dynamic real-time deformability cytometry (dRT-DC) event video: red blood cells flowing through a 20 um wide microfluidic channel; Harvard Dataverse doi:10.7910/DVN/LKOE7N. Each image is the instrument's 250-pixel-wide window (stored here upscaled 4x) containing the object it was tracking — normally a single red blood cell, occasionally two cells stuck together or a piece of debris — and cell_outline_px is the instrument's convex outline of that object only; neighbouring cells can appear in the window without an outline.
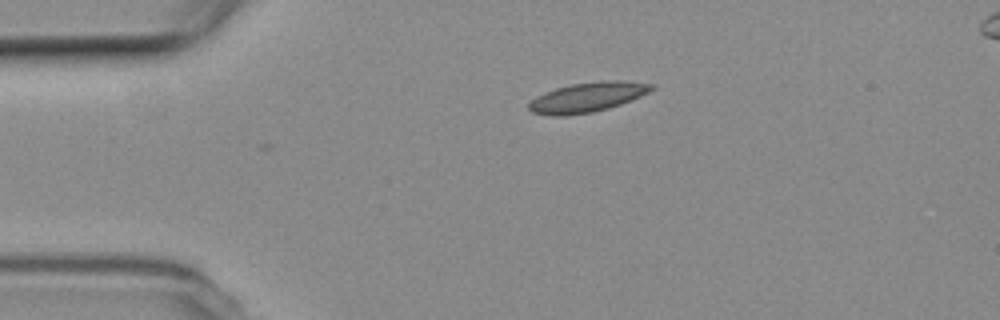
{"species": "common noctule bat (a hibernating species)", "species_latin": "Nyctalus noctula", "temperature_condition": "room temperature", "stored_images_in_passage": 12, "camera_frame_rate_fps": 3000, "um_per_image_px": 0.085, "animal": {"sex": "female", "body_mass_g": 19.3, "forearm_length_mm": 54.1}, "frame": {"image": 1, "passage_image": 1, "time_ms": 0.0, "image_size_px": [1000, 320], "cell_outline_px": [[656, 88], [640, 96], [620, 104], [608, 108], [592, 112], [564, 116], [552, 116], [532, 112], [528, 108], [528, 104], [536, 96], [556, 88], [572, 84], [604, 80], [624, 80], [656, 84]], "centroid_in_image_um": [49.96, 8.25], "position_along_channel_um": 35.0, "area_um2": 21.27}}
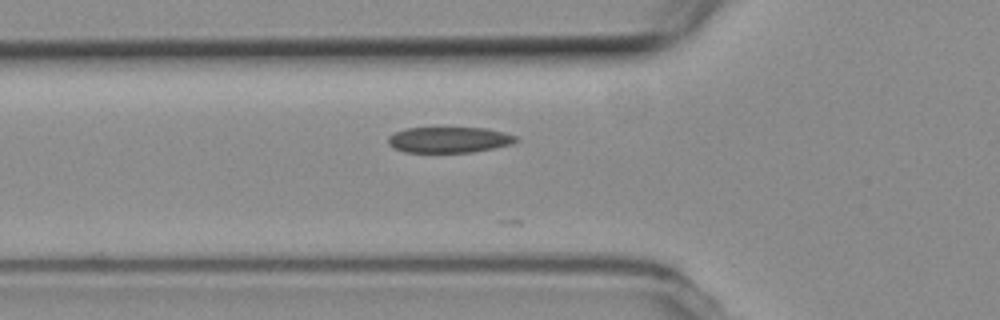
{"frame": {"image": 2, "passage_image": 8, "time_ms": 2.333, "image_size_px": [1000, 320], "cell_outline_px": [[516, 140], [512, 144], [472, 152], [404, 152], [392, 148], [388, 144], [388, 136], [404, 128], [484, 128], [504, 132], [516, 136]], "centroid_in_image_um": [38.12, 11.88], "position_along_channel_um": 87.7, "area_um2": 19.13}}
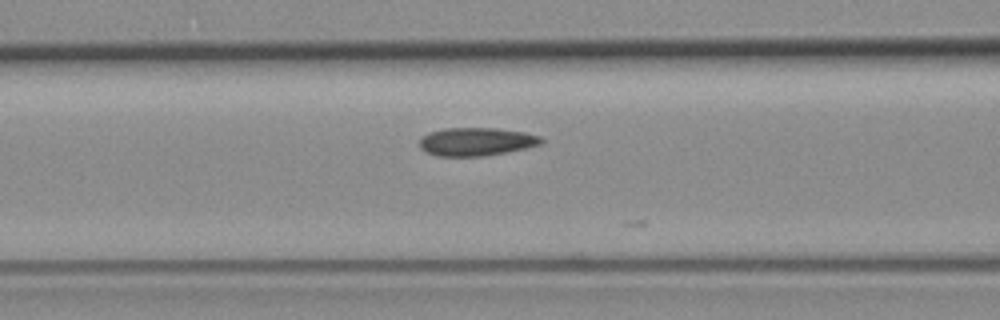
{"frame": {"image": 3, "passage_image": 11, "time_ms": 3.333, "image_size_px": [1000, 320], "cell_outline_px": [[544, 140], [540, 144], [524, 148], [484, 156], [436, 156], [420, 148], [420, 136], [428, 132], [444, 128], [496, 128], [524, 132], [540, 136]], "centroid_in_image_um": [40.44, 12.03], "position_along_channel_um": 126.2, "area_um2": 19.94}}